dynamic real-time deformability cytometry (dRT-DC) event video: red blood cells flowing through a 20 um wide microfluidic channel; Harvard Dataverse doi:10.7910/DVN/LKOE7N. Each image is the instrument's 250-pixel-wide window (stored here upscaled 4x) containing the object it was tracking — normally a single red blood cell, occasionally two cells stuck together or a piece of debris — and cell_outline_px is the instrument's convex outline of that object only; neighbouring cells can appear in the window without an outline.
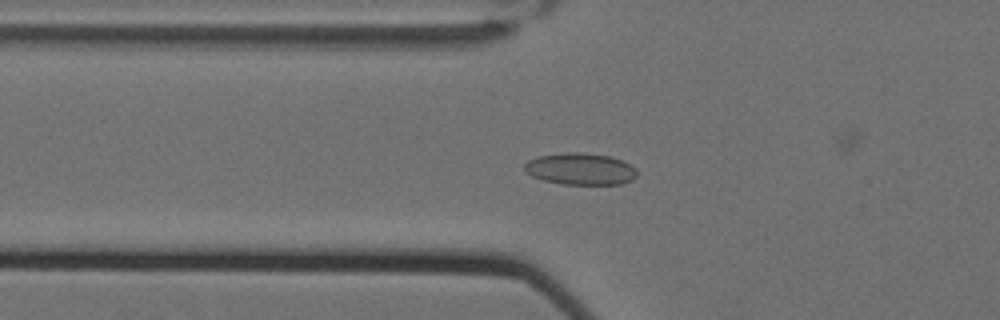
{"species": "Egyptian fruit bat (a non-hibernating species)", "species_latin": "Rousettus aegyptiacus", "temperature_condition": "cold", "stored_images_in_passage": 50, "camera_frame_rate_fps": 3000, "um_per_image_px": 0.085, "animal": {"sex": "female"}, "frame": {"image": 1, "passage_image": 24, "time_ms": 7.667, "image_size_px": [1000, 320], "cell_outline_px": [[636, 176], [632, 180], [620, 184], [560, 184], [544, 180], [532, 176], [524, 172], [524, 164], [528, 160], [536, 156], [564, 152], [580, 152], [608, 156], [624, 160], [636, 168]], "centroid_in_image_um": [49.31, 14.35], "position_along_channel_um": 76.5, "area_um2": 21.04}}
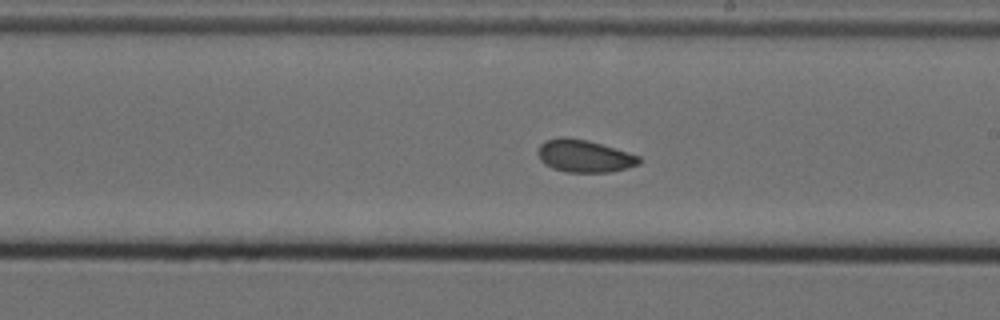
{"frame": {"image": 2, "passage_image": 38, "time_ms": 12.333, "image_size_px": [1000, 320], "cell_outline_px": [[640, 164], [608, 172], [564, 172], [552, 168], [544, 164], [540, 160], [536, 152], [540, 144], [544, 140], [588, 140], [628, 152], [640, 156]], "centroid_in_image_um": [49.66, 13.3], "position_along_channel_um": 239.3, "area_um2": 18.61}}
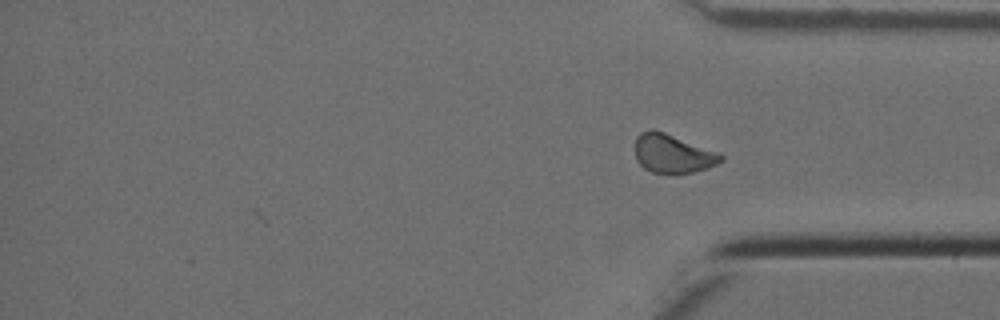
{"frame": {"image": 3, "passage_image": 50, "time_ms": 16.333, "image_size_px": [1000, 320], "cell_outline_px": [[724, 160], [708, 168], [676, 176], [668, 176], [652, 172], [644, 168], [636, 160], [636, 136], [640, 132], [652, 128], [664, 132], [716, 152], [724, 156]], "centroid_in_image_um": [57.15, 13.1], "position_along_channel_um": 378.1, "area_um2": 19.65}, "authors_computed_cell_mechanics": {"area_um2": 20.0855, "velocity_mm_per_s": 3.4851, "shape_relaxation_time_tau1_ms": null, "shape_relaxation_time_tau2_ms": 2.1216, "deformation_change_tau1": null, "deformation_change_tau2": 0.0639}}